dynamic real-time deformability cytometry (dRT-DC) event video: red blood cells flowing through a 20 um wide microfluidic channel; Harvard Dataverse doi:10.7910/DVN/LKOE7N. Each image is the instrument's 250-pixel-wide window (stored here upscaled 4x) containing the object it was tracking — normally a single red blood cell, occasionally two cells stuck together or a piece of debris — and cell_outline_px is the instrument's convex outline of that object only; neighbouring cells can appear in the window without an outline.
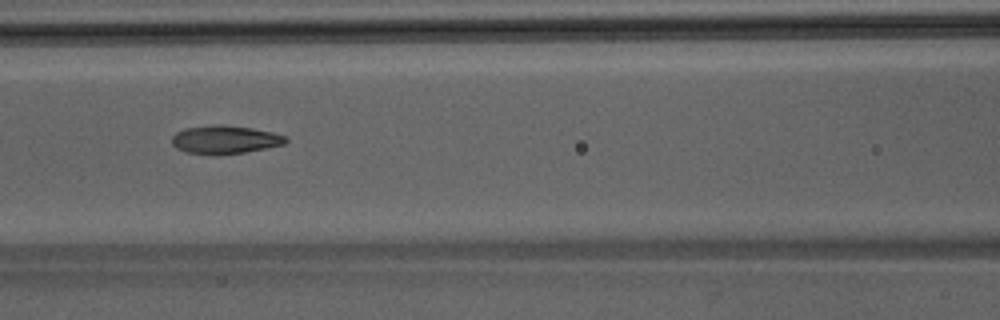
{"species": "Egyptian fruit bat (a non-hibernating species)", "species_latin": "Rousettus aegyptiacus", "temperature_condition": "room temperature", "stored_images_in_passage": 37, "camera_frame_rate_fps": 3000, "um_per_image_px": 0.085, "animal": {"sex": "male"}, "frame": {"image": 1, "passage_image": 11, "time_ms": 3.333, "image_size_px": [1000, 320], "cell_outline_px": [[288, 140], [284, 144], [244, 152], [216, 156], [184, 152], [176, 148], [172, 144], [172, 136], [176, 132], [184, 128], [220, 124], [224, 124], [252, 128], [272, 132], [288, 136]], "centroid_in_image_um": [19.1, 11.87], "position_along_channel_um": 147.5, "area_um2": 19.02}}
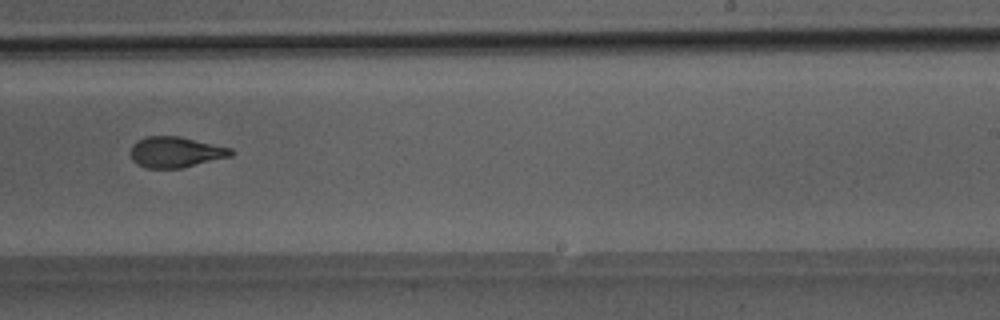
{"frame": {"image": 2, "passage_image": 20, "time_ms": 6.333, "image_size_px": [1000, 320], "cell_outline_px": [[232, 156], [180, 168], [148, 168], [136, 164], [132, 160], [132, 144], [136, 140], [148, 136], [180, 136], [232, 148]], "centroid_in_image_um": [14.92, 12.92], "position_along_channel_um": 274.1, "area_um2": 17.92}}
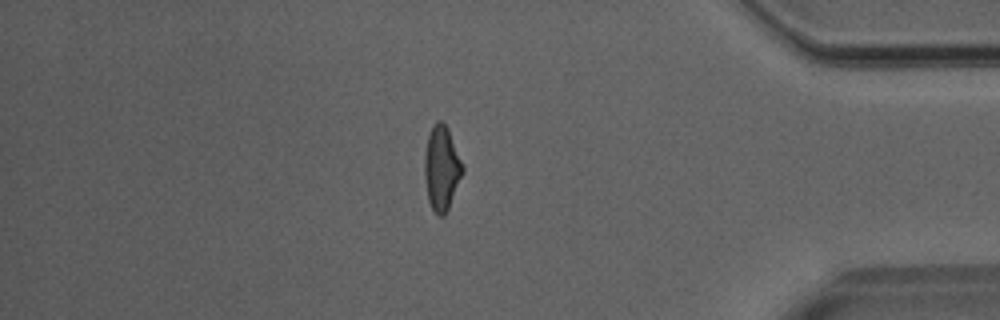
{"frame": {"image": 3, "passage_image": 31, "time_ms": 10.0, "image_size_px": [1000, 320], "cell_outline_px": [[464, 172], [448, 208], [444, 216], [440, 216], [432, 208], [428, 200], [424, 180], [424, 156], [428, 136], [432, 124], [436, 120], [440, 120], [448, 128], [464, 168]], "centroid_in_image_um": [37.52, 14.27], "position_along_channel_um": 397.7, "area_um2": 18.73}}